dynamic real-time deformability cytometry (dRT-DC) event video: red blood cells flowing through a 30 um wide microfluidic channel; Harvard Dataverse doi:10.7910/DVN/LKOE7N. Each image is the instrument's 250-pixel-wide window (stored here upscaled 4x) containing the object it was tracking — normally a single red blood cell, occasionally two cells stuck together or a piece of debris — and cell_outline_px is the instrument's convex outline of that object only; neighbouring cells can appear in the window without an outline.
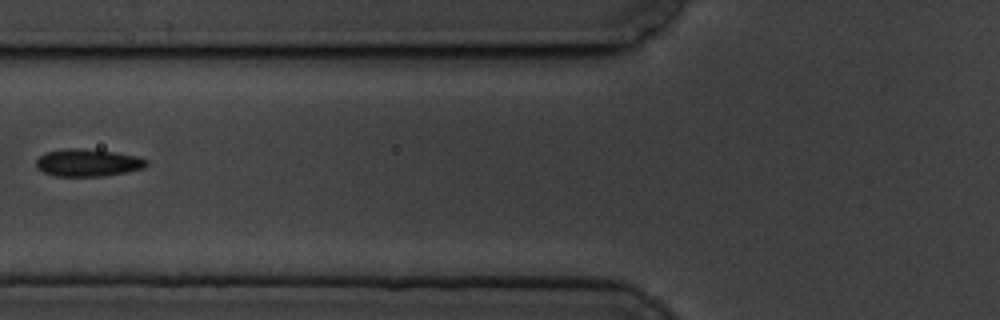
{"species": "common noctule bat (a hibernating species)", "species_latin": "Nyctalus noctula", "temperature_condition": "cold", "stored_images_in_passage": 14, "camera_frame_rate_fps": 3000, "um_per_image_px": 0.085, "animal": {"sex": "male", "body_mass_g": 19.5, "forearm_length_mm": 54.6}, "frame": {"image": 1, "passage_image": 7, "time_ms": 8.0, "image_size_px": [1000, 320], "cell_outline_px": [[148, 164], [144, 168], [124, 172], [100, 176], [56, 176], [44, 172], [36, 168], [36, 160], [44, 152], [64, 148], [80, 148], [116, 152], [140, 156], [148, 160]], "centroid_in_image_um": [7.46, 13.81], "position_along_channel_um": 118.3, "area_um2": 17.74}}
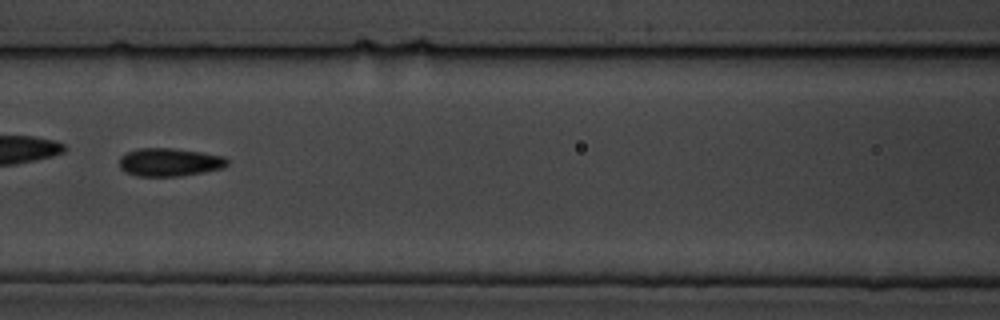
{"frame": {"image": 2, "passage_image": 8, "time_ms": 9.0, "image_size_px": [1000, 320], "cell_outline_px": [[228, 164], [224, 168], [204, 172], [180, 176], [136, 176], [124, 172], [120, 168], [120, 156], [128, 152], [140, 148], [172, 148], [200, 152], [224, 156], [228, 160]], "centroid_in_image_um": [14.41, 13.79], "position_along_channel_um": 152.2, "area_um2": 17.74}, "authors_computed_cell_mechanics": {"area_um2": 17.1666, "velocity_mm_per_s": 3.3822, "shape_relaxation_time_tau1_ms": 3.4249, "shape_relaxation_time_tau2_ms": null, "deformation_change_tau1": 0.0781, "deformation_change_tau2": null}}